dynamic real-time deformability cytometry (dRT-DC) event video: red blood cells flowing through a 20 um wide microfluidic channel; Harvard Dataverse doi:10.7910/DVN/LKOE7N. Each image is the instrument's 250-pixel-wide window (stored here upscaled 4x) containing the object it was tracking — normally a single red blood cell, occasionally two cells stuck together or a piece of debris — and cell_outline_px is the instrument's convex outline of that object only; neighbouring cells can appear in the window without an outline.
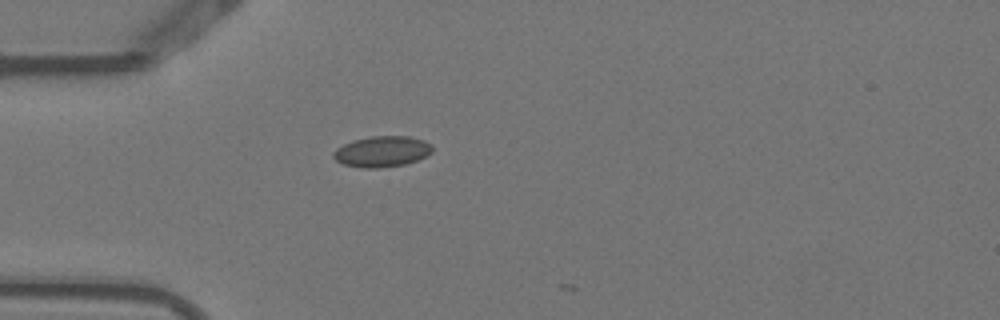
{"species": "Egyptian fruit bat (a non-hibernating species)", "species_latin": "Rousettus aegyptiacus", "temperature_condition": "warm", "stored_images_in_passage": 2, "camera_frame_rate_fps": 3000, "um_per_image_px": 0.085, "animal": {"sex": "female"}, "frame": {"image": 1, "passage_image": 2, "time_ms": 0.333, "image_size_px": [1000, 320], "cell_outline_px": [[432, 152], [416, 160], [404, 164], [376, 168], [364, 168], [344, 164], [336, 160], [332, 156], [332, 152], [336, 148], [352, 140], [372, 136], [408, 136], [424, 140], [432, 144]], "centroid_in_image_um": [32.45, 12.86], "position_along_channel_um": 52.5, "area_um2": 17.69}}